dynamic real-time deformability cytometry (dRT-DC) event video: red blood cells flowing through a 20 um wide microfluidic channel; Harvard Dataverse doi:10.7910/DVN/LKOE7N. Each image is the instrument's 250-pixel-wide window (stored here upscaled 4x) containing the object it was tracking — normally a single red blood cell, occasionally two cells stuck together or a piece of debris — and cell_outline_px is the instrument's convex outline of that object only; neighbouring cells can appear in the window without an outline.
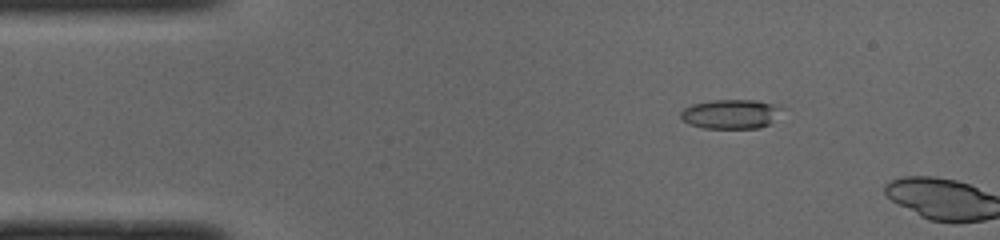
{"species": "common noctule bat (a hibernating species)", "species_latin": "Nyctalus noctula", "temperature_condition": "cold", "stored_images_in_passage": 8, "camera_frame_rate_fps": 3000, "um_per_image_px": 0.085, "animal": {"sex": "male", "body_mass_g": 19.0, "forearm_length_mm": 50.8}, "frame": {"image": 1, "passage_image": 7, "time_ms": 2.0, "image_size_px": [1000, 240], "cell_outline_px": [[788, 108], [768, 124], [760, 128], [704, 128], [688, 124], [680, 116], [680, 112], [684, 108], [692, 104], [712, 100], [756, 100]], "centroid_in_image_um": [62.15, 9.69], "position_along_channel_um": 22.9, "area_um2": 17.46}}